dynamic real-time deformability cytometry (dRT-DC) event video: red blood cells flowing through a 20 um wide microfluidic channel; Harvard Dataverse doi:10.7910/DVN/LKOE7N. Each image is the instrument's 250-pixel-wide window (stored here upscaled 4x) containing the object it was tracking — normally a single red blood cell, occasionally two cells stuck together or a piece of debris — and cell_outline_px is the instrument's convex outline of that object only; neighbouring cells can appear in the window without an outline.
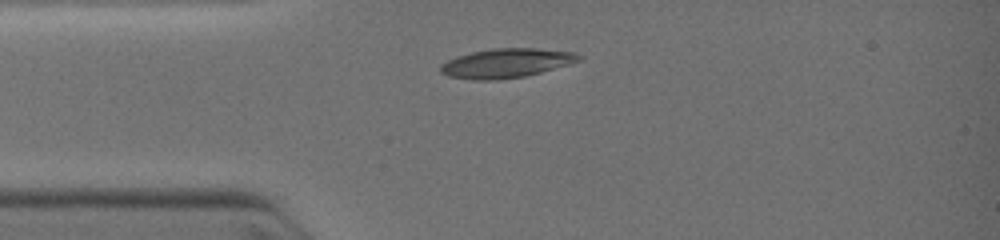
{"species": "common noctule bat (a hibernating species)", "species_latin": "Nyctalus noctula", "temperature_condition": "warm", "stored_images_in_passage": 7, "camera_frame_rate_fps": 3000, "um_per_image_px": 0.085, "animal": {"sex": "female", "body_mass_g": 19.0, "forearm_length_mm": 51.5}, "frame": {"image": 1, "passage_image": 1, "time_ms": 0.0, "image_size_px": [1000, 240], "cell_outline_px": [[584, 56], [580, 60], [568, 64], [540, 72], [524, 76], [496, 80], [472, 80], [448, 76], [440, 72], [440, 64], [456, 56], [472, 52], [492, 48], [536, 48], [572, 52]], "centroid_in_image_um": [42.99, 5.36], "position_along_channel_um": 42.0, "area_um2": 23.47}}
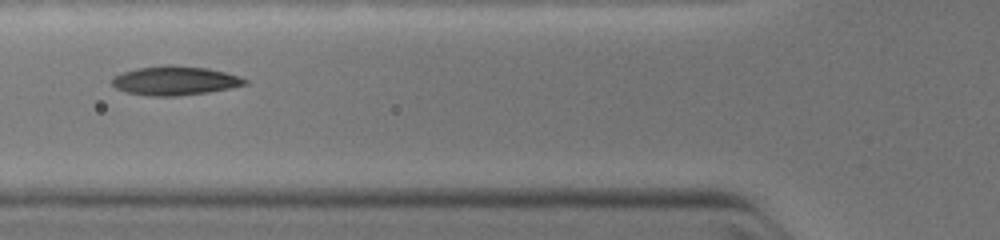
{"frame": {"image": 2, "passage_image": 4, "time_ms": 1.667, "image_size_px": [1000, 240], "cell_outline_px": [[248, 84], [208, 92], [176, 96], [148, 96], [128, 92], [116, 88], [112, 84], [112, 76], [136, 68], [164, 64], [172, 64], [208, 68], [240, 76], [248, 80]], "centroid_in_image_um": [14.86, 6.84], "position_along_channel_um": 110.9, "area_um2": 22.6}}
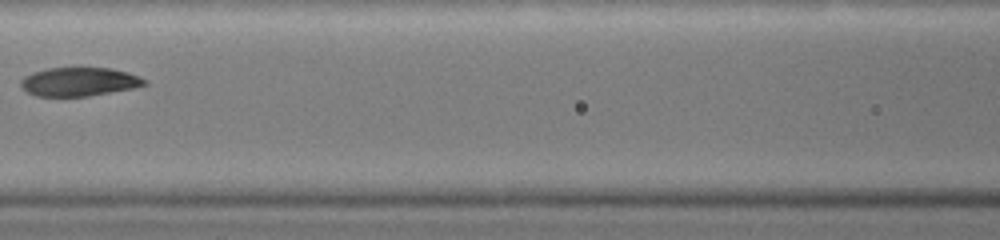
{"frame": {"image": 3, "passage_image": 6, "time_ms": 2.667, "image_size_px": [1000, 240], "cell_outline_px": [[148, 84], [132, 88], [88, 96], [36, 96], [28, 92], [20, 84], [20, 80], [24, 76], [32, 72], [48, 68], [76, 64], [80, 64], [112, 68], [128, 72], [140, 76], [148, 80]], "centroid_in_image_um": [6.75, 6.88], "position_along_channel_um": 159.9, "area_um2": 21.68}}